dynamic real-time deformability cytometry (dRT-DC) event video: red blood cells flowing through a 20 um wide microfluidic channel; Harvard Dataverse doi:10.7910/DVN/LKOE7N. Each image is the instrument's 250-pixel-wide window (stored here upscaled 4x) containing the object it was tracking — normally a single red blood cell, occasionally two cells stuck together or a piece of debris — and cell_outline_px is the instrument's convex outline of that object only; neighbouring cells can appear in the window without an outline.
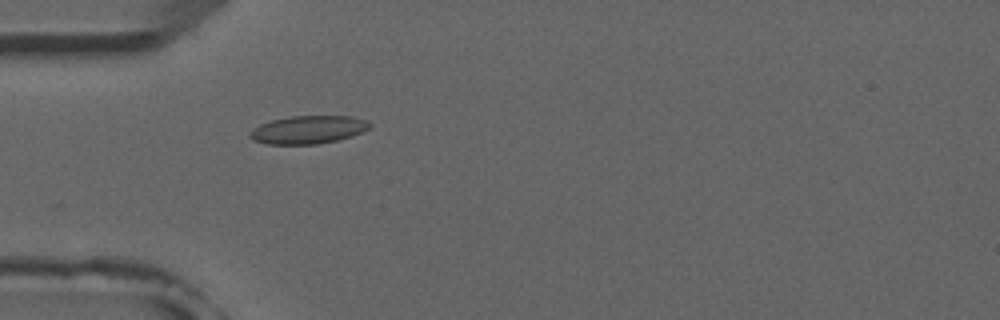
{"species": "common noctule bat (a hibernating species)", "species_latin": "Nyctalus noctula", "temperature_condition": "room temperature", "stored_images_in_passage": 1, "camera_frame_rate_fps": 3000, "um_per_image_px": 0.085, "animal": {"sex": "male", "forearm_length_mm": 52.5}, "frame": {"image": 1, "passage_image": 1, "time_ms": 0.0, "image_size_px": [1000, 320], "cell_outline_px": [[372, 124], [368, 128], [352, 136], [336, 140], [316, 144], [268, 144], [252, 140], [248, 136], [248, 132], [252, 128], [260, 124], [272, 120], [288, 116], [352, 116], [368, 120]], "centroid_in_image_um": [26.15, 11.02], "position_along_channel_um": 58.8, "area_um2": 19.65}}